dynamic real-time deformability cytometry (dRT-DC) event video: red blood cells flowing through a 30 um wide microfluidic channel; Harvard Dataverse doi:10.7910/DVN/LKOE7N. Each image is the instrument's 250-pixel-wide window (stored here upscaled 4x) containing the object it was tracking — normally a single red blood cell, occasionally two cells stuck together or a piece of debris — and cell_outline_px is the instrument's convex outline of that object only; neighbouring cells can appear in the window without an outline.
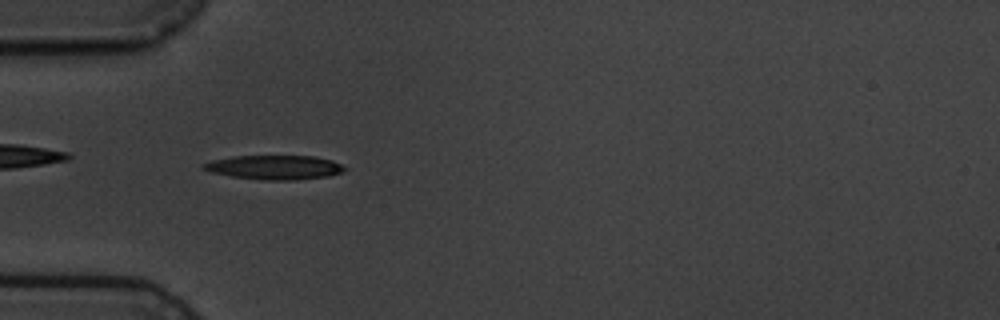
{"species": "common noctule bat (a hibernating species)", "species_latin": "Nyctalus noctula", "temperature_condition": "cold", "stored_images_in_passage": 6, "camera_frame_rate_fps": 3000, "um_per_image_px": 0.085, "animal": {"sex": "male", "body_mass_g": 19.5, "forearm_length_mm": 54.6}, "frame": {"image": 1, "passage_image": 5, "time_ms": 5.667, "image_size_px": [1000, 320], "cell_outline_px": [[348, 168], [344, 172], [328, 176], [296, 180], [264, 180], [232, 176], [212, 172], [200, 168], [200, 164], [212, 160], [232, 156], [312, 156], [332, 160]], "centroid_in_image_um": [23.33, 14.22], "position_along_channel_um": 61.7, "area_um2": 20.0}}
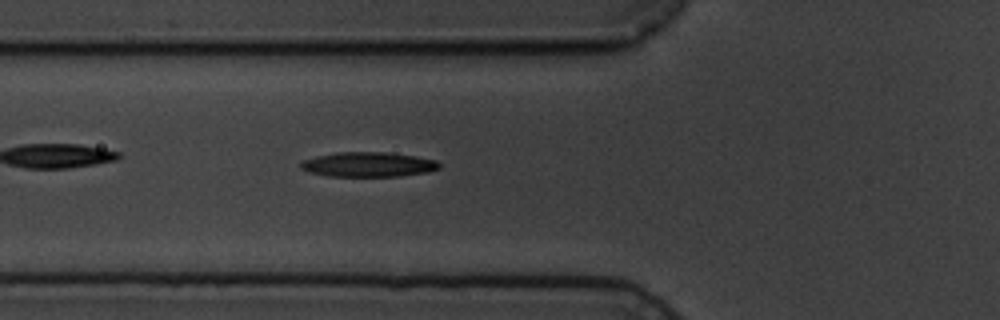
{"frame": {"image": 2, "passage_image": 6, "time_ms": 6.667, "image_size_px": [1000, 320], "cell_outline_px": [[440, 168], [428, 172], [400, 176], [328, 176], [312, 172], [300, 168], [300, 164], [304, 160], [316, 156], [336, 152], [388, 152], [416, 156], [436, 160], [440, 164]], "centroid_in_image_um": [31.34, 13.97], "position_along_channel_um": 94.5, "area_um2": 19.94}}